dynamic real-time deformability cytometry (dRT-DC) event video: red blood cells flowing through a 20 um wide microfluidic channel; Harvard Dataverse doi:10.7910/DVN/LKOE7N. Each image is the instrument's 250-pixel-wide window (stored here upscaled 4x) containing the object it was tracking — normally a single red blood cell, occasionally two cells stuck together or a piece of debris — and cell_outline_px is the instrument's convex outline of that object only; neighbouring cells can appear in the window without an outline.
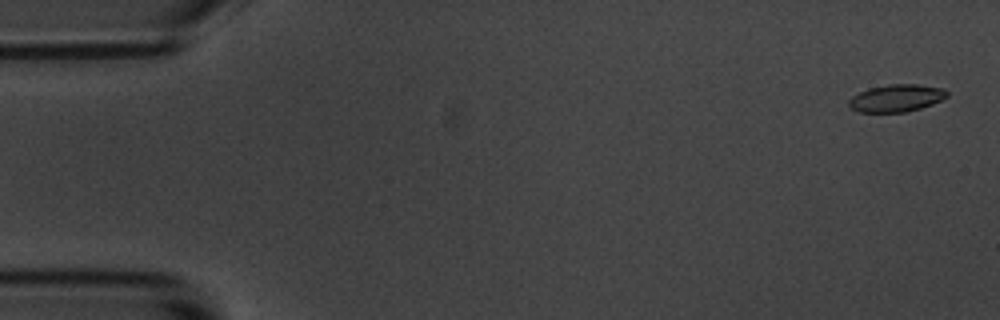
{"species": "common noctule bat (a hibernating species)", "species_latin": "Nyctalus noctula", "temperature_condition": "room temperature", "stored_images_in_passage": 5, "camera_frame_rate_fps": 3000, "um_per_image_px": 0.085, "animal": {"sex": "male", "body_mass_g": 20.1, "forearm_length_mm": 53.5}, "frame": {"image": 1, "passage_image": 1, "time_ms": 0.0, "image_size_px": [1000, 320], "cell_outline_px": [[948, 96], [932, 104], [920, 108], [904, 112], [860, 112], [852, 108], [848, 104], [848, 100], [852, 96], [868, 88], [888, 84], [916, 84], [944, 88], [948, 92]], "centroid_in_image_um": [76.19, 8.33], "position_along_channel_um": 8.8, "area_um2": 15.61}}